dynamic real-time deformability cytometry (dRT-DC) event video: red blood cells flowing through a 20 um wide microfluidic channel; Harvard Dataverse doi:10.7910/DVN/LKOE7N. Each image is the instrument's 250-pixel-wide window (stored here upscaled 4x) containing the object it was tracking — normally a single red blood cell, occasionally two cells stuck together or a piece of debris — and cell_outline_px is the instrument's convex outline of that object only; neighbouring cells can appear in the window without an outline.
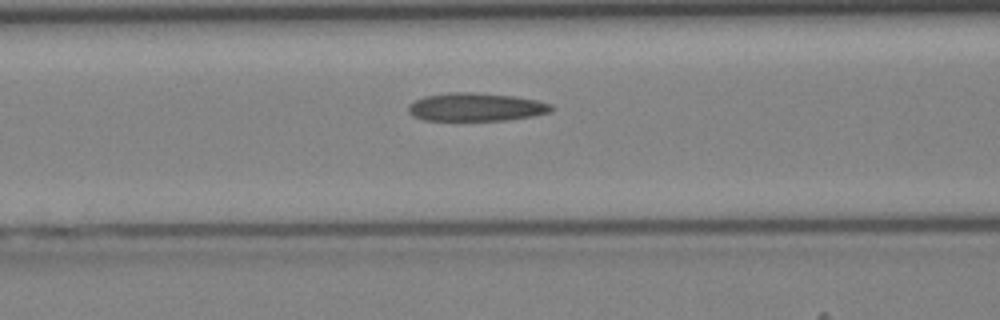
{"species": "Egyptian fruit bat (a non-hibernating species)", "species_latin": "Rousettus aegyptiacus", "temperature_condition": "cold", "stored_images_in_passage": 26, "camera_frame_rate_fps": 3000, "um_per_image_px": 0.085, "animal": {"sex": "female"}, "frame": {"image": 1, "passage_image": 8, "time_ms": 2.333, "image_size_px": [1000, 320], "cell_outline_px": [[552, 112], [532, 116], [508, 120], [424, 120], [412, 116], [408, 112], [408, 104], [424, 96], [448, 92], [472, 92], [516, 96], [536, 100], [552, 104]], "centroid_in_image_um": [40.45, 9.09], "position_along_channel_um": 126.2, "area_um2": 23.64}}
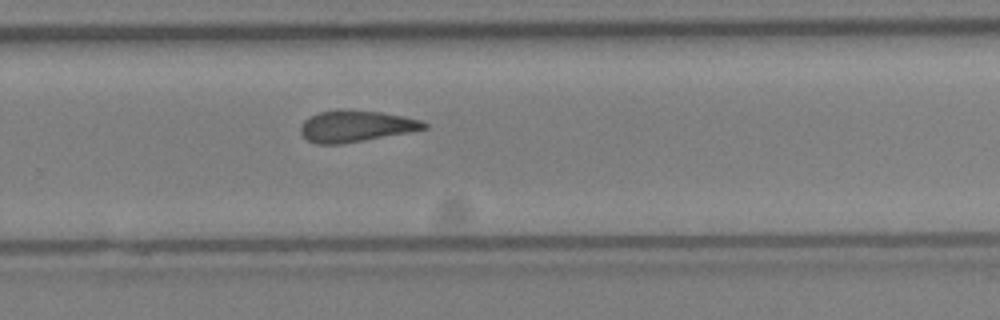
{"frame": {"image": 2, "passage_image": 19, "time_ms": 6.0, "image_size_px": [1000, 320], "cell_outline_px": [[428, 128], [408, 132], [344, 144], [316, 144], [308, 140], [300, 132], [300, 124], [308, 116], [316, 112], [336, 108], [340, 108], [380, 112], [420, 120], [428, 124]], "centroid_in_image_um": [30.17, 10.71], "position_along_channel_um": 299.6, "area_um2": 22.89}}
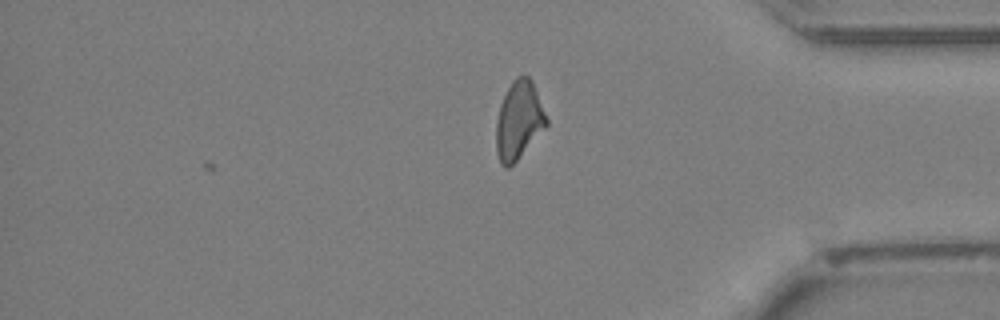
{"frame": {"image": 3, "passage_image": 26, "time_ms": 8.333, "image_size_px": [1000, 320], "cell_outline_px": [[548, 124], [516, 160], [508, 168], [504, 168], [500, 164], [496, 152], [496, 124], [500, 104], [512, 80], [516, 76], [528, 76], [532, 80], [548, 120]], "centroid_in_image_um": [44.08, 10.22], "position_along_channel_um": 391.1, "area_um2": 22.6}}